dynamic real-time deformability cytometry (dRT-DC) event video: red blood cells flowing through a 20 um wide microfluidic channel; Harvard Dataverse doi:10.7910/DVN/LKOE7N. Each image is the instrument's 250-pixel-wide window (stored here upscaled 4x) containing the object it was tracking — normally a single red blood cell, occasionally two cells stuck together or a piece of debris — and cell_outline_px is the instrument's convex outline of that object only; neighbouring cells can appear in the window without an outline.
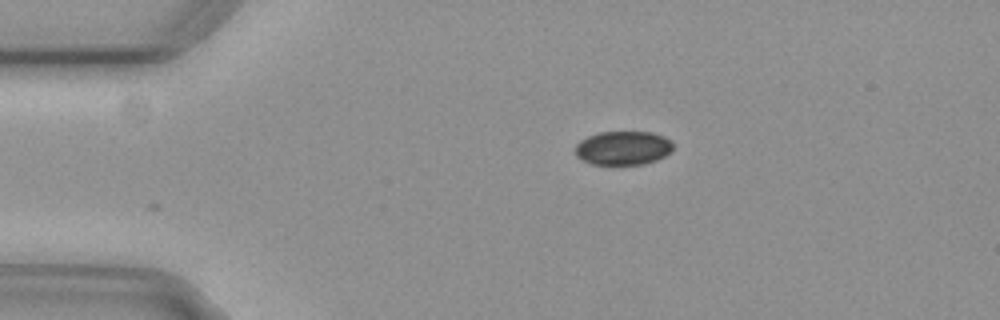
{"species": "common noctule bat (a hibernating species)", "species_latin": "Nyctalus noctula", "temperature_condition": "cold", "stored_images_in_passage": 40, "camera_frame_rate_fps": 3000, "um_per_image_px": 0.085, "animal": {"sex": "female", "body_mass_g": 29.2, "forearm_length_mm": 56.3}, "frame": {"image": 1, "passage_image": 1, "time_ms": 0.0, "image_size_px": [1000, 320], "cell_outline_px": [[672, 152], [656, 160], [644, 164], [592, 164], [576, 156], [576, 144], [580, 140], [588, 136], [600, 132], [652, 132], [664, 136], [672, 140]], "centroid_in_image_um": [52.99, 12.57], "position_along_channel_um": 32.0, "area_um2": 19.31}}
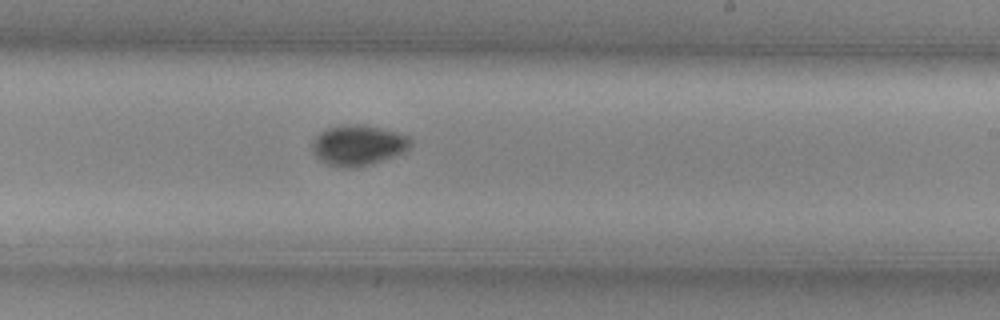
{"frame": {"image": 2, "passage_image": 23, "time_ms": 7.333, "image_size_px": [1000, 320], "cell_outline_px": [[412, 144], [404, 152], [372, 164], [360, 168], [336, 168], [324, 164], [312, 152], [312, 140], [320, 132], [328, 128], [340, 124], [364, 124], [396, 132], [408, 136], [412, 140]], "centroid_in_image_um": [30.4, 12.36], "position_along_channel_um": 258.6, "area_um2": 23.7}}
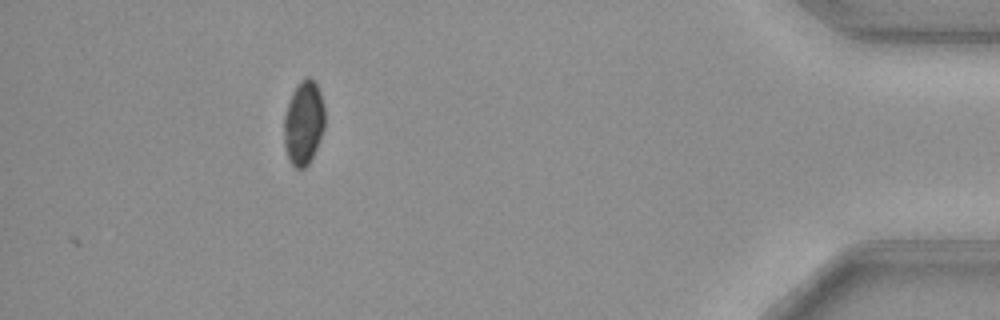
{"frame": {"image": 3, "passage_image": 40, "time_ms": 13.0, "image_size_px": [1000, 320], "cell_outline_px": [[324, 128], [316, 148], [308, 164], [304, 168], [296, 168], [292, 164], [288, 156], [284, 144], [284, 116], [292, 92], [300, 80], [308, 76], [316, 84], [320, 92], [324, 108]], "centroid_in_image_um": [25.8, 10.42], "position_along_channel_um": 409.4, "area_um2": 19.71}, "authors_computed_cell_mechanics": {"area_um2": 21.0103, "velocity_mm_per_s": 3.7277, "shape_relaxation_time_tau1_ms": 4.6392, "shape_relaxation_time_tau2_ms": null, "deformation_change_tau1": 0.0491, "deformation_change_tau2": null}}